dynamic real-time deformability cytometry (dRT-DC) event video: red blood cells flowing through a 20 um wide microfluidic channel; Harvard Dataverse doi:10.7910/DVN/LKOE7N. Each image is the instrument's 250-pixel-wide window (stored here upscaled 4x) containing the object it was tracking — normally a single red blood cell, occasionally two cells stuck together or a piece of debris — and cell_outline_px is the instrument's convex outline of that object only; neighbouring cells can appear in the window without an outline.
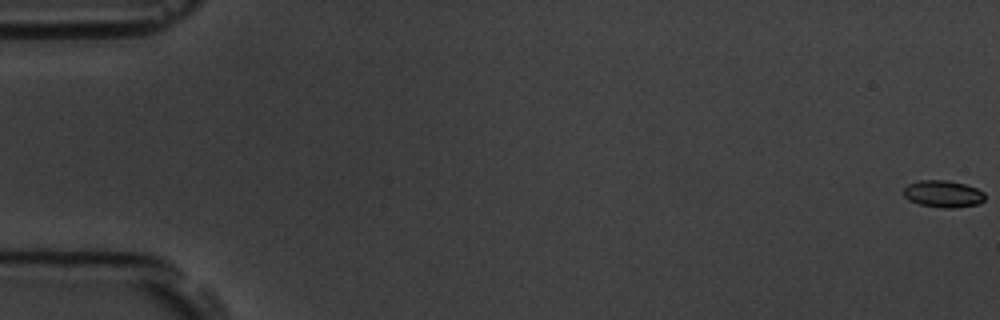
{"species": "common noctule bat (a hibernating species)", "species_latin": "Nyctalus noctula", "temperature_condition": "room temperature", "stored_images_in_passage": 4, "camera_frame_rate_fps": 3000, "um_per_image_px": 0.085, "animal": {"sex": "male", "body_mass_g": 19.5, "forearm_length_mm": 54.6}, "frame": {"image": 1, "passage_image": 1, "time_ms": 0.0, "image_size_px": [1000, 320], "cell_outline_px": [[984, 200], [980, 204], [952, 208], [944, 208], [920, 204], [908, 200], [904, 196], [904, 188], [908, 184], [920, 180], [948, 180], [964, 184], [976, 188], [984, 192]], "centroid_in_image_um": [80.17, 16.48], "position_along_channel_um": 4.8, "area_um2": 12.77}}